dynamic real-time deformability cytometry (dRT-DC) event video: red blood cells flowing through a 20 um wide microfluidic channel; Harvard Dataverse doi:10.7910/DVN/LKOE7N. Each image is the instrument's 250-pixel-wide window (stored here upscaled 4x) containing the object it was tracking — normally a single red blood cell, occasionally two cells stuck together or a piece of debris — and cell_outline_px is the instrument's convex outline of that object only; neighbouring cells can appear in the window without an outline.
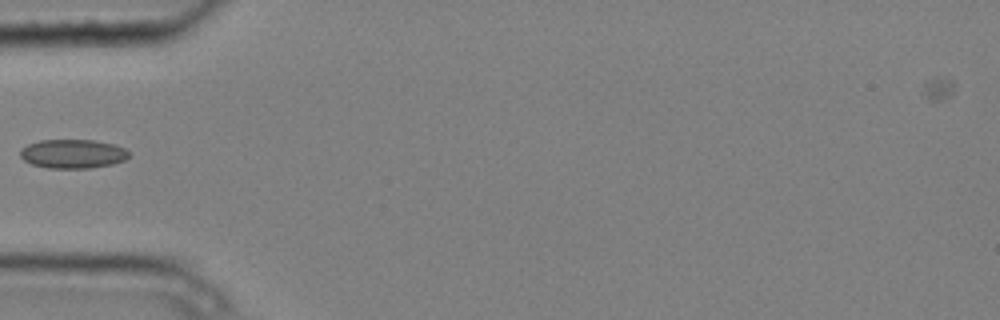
{"species": "common noctule bat (a hibernating species)", "species_latin": "Nyctalus noctula", "temperature_condition": "cold", "stored_images_in_passage": 6, "camera_frame_rate_fps": 3000, "um_per_image_px": 0.085, "animal": {"sex": "male", "body_mass_g": 20.4}, "frame": {"image": 1, "passage_image": 5, "time_ms": 1.333, "image_size_px": [1000, 320], "cell_outline_px": [[128, 156], [124, 160], [112, 164], [88, 168], [48, 168], [32, 164], [24, 160], [20, 156], [20, 152], [28, 144], [40, 140], [96, 140], [116, 144], [124, 148], [128, 152]], "centroid_in_image_um": [6.2, 13.07], "position_along_channel_um": 78.8, "area_um2": 18.26}}
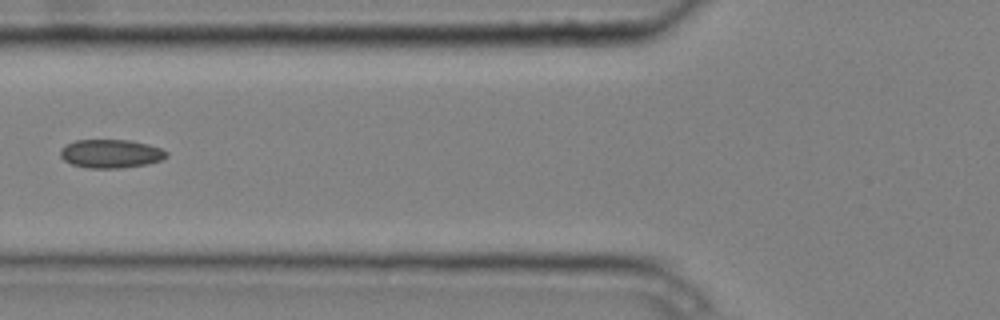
{"frame": {"image": 2, "passage_image": 6, "time_ms": 1.667, "image_size_px": [1000, 320], "cell_outline_px": [[168, 156], [160, 160], [148, 164], [120, 168], [88, 168], [72, 164], [64, 160], [60, 156], [60, 148], [76, 140], [128, 140], [148, 144], [160, 148], [168, 152]], "centroid_in_image_um": [9.42, 13.06], "position_along_channel_um": 116.4, "area_um2": 17.63}}